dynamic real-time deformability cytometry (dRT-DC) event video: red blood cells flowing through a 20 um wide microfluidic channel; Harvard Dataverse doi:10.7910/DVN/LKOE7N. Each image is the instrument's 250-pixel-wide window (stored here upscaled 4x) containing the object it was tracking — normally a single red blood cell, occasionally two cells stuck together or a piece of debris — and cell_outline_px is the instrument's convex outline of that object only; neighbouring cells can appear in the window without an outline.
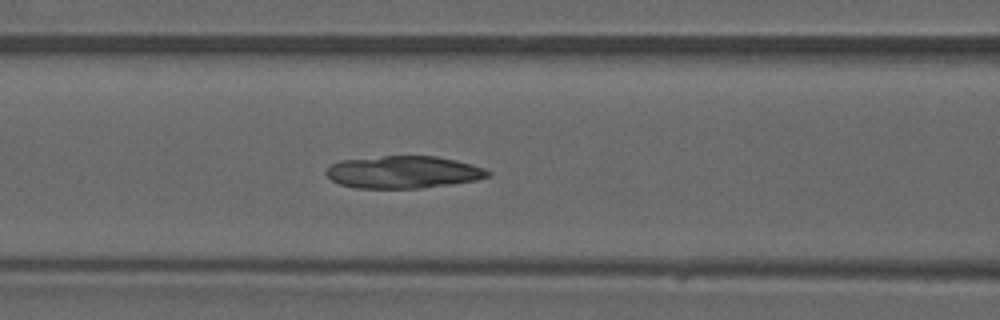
{"species": "common noctule bat (a hibernating species)", "species_latin": "Nyctalus noctula", "temperature_condition": "warm", "stored_images_in_passage": 46, "camera_frame_rate_fps": 3000, "um_per_image_px": 0.085, "animal": {"sex": "male", "forearm_length_mm": 52.5}, "frame": {"image": 1, "passage_image": 19, "time_ms": 6.0, "image_size_px": [1000, 320], "cell_outline_px": [[492, 176], [476, 180], [452, 184], [420, 188], [352, 188], [340, 184], [332, 180], [324, 172], [332, 164], [340, 160], [384, 156], [436, 156], [456, 160], [472, 164], [484, 168], [492, 172]], "centroid_in_image_um": [34.31, 14.63], "position_along_channel_um": 132.3, "area_um2": 30.63}}
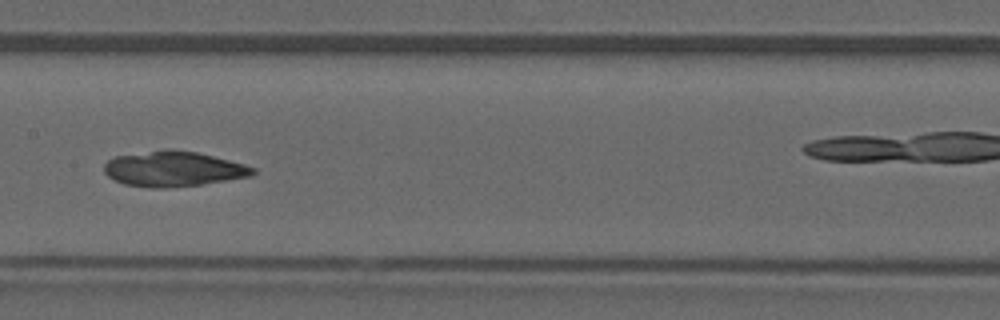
{"frame": {"image": 2, "passage_image": 23, "time_ms": 7.333, "image_size_px": [1000, 320], "cell_outline_px": [[256, 172], [252, 176], [200, 184], [164, 188], [152, 188], [124, 184], [108, 176], [104, 172], [104, 164], [108, 160], [116, 156], [164, 148], [168, 148], [196, 152], [244, 164], [256, 168]], "centroid_in_image_um": [14.72, 14.34], "position_along_channel_um": 192.7, "area_um2": 30.46}}
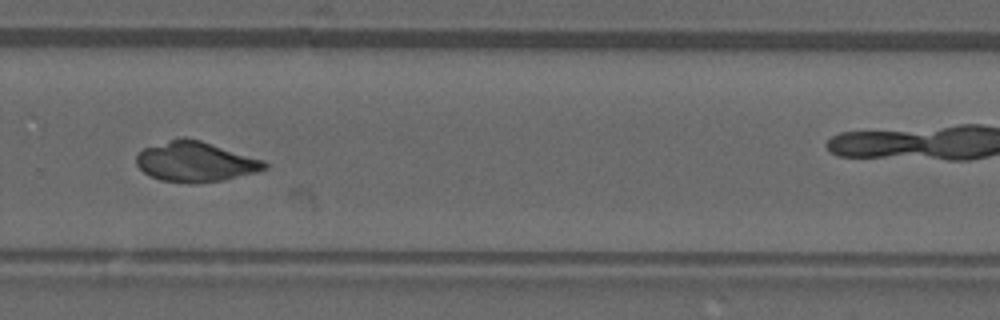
{"frame": {"image": 3, "passage_image": 31, "time_ms": 10.0, "image_size_px": [1000, 320], "cell_outline_px": [[268, 168], [224, 180], [196, 184], [160, 180], [148, 176], [136, 164], [136, 156], [144, 148], [184, 136], [200, 140], [264, 160], [268, 164]], "centroid_in_image_um": [16.6, 13.76], "position_along_channel_um": 313.2, "area_um2": 29.82}}